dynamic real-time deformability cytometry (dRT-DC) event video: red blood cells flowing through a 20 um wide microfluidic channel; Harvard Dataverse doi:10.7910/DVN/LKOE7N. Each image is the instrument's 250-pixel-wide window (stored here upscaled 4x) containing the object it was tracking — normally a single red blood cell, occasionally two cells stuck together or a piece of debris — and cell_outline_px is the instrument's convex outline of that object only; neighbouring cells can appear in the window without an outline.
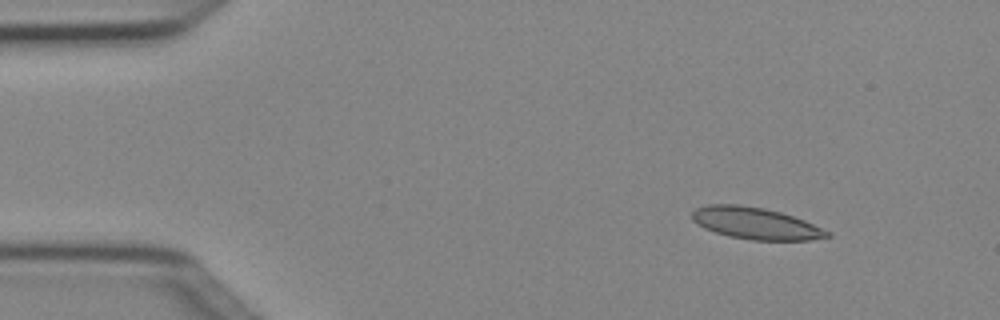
{"species": "Egyptian fruit bat (a non-hibernating species)", "species_latin": "Rousettus aegyptiacus", "temperature_condition": "cold", "stored_images_in_passage": 4, "segment_of_instrument_passage": [1, 2], "camera_frame_rate_fps": 3000, "um_per_image_px": 0.085, "animal": {"sex": "female"}, "frame": {"image": 1, "passage_image": 1, "time_ms": 0.0, "image_size_px": [1000, 320], "cell_outline_px": [[832, 236], [808, 240], [752, 240], [728, 236], [704, 228], [692, 220], [692, 212], [696, 208], [708, 204], [740, 204], [764, 208], [780, 212], [804, 220], [832, 232]], "centroid_in_image_um": [64.23, 18.98], "position_along_channel_um": 20.8, "area_um2": 25.03}}